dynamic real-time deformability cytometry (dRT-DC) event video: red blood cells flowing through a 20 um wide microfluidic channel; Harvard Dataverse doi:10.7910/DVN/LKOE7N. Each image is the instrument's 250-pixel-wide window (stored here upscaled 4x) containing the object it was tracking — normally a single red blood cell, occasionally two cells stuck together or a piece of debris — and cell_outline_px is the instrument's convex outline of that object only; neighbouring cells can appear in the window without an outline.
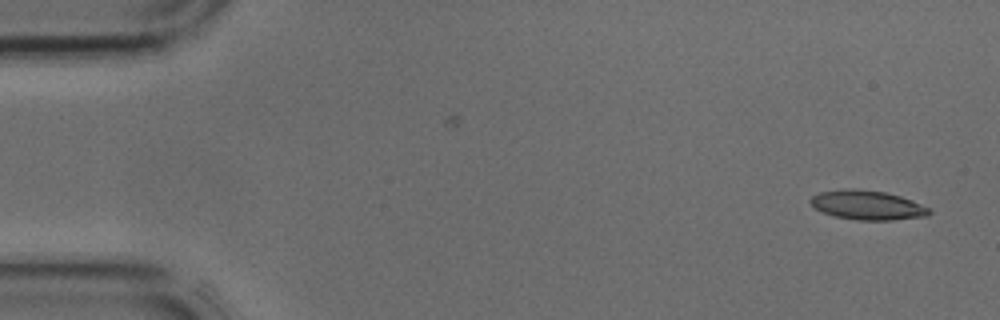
{"species": "common noctule bat (a hibernating species)", "species_latin": "Nyctalus noctula", "temperature_condition": "cold", "stored_images_in_passage": 42, "camera_frame_rate_fps": 3000, "um_per_image_px": 0.085, "animal": {"sex": "male", "body_mass_g": 17.9, "forearm_length_mm": 54.2}, "frame": {"image": 1, "passage_image": 1, "time_ms": 0.0, "image_size_px": [1000, 320], "cell_outline_px": [[932, 212], [928, 216], [892, 220], [856, 220], [836, 216], [824, 212], [816, 208], [808, 200], [812, 196], [820, 192], [844, 188], [852, 188], [884, 192], [900, 196], [912, 200], [928, 208]], "centroid_in_image_um": [73.73, 17.43], "position_along_channel_um": 11.3, "area_um2": 20.17}}
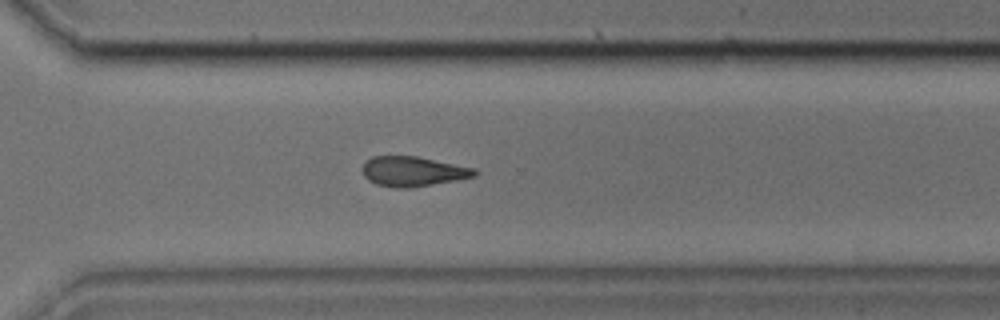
{"frame": {"image": 2, "passage_image": 29, "time_ms": 9.333, "image_size_px": [1000, 320], "cell_outline_px": [[476, 176], [456, 180], [408, 188], [396, 188], [376, 184], [368, 180], [364, 176], [364, 164], [372, 156], [416, 156], [476, 168]], "centroid_in_image_um": [35.11, 14.57], "position_along_channel_um": 335.5, "area_um2": 19.31}}
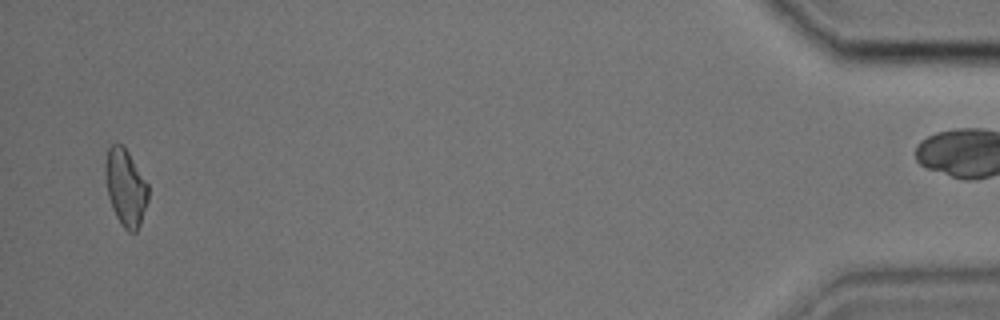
{"frame": {"image": 3, "passage_image": 40, "time_ms": 13.0, "image_size_px": [1000, 320], "cell_outline_px": [[148, 200], [140, 224], [136, 232], [128, 232], [120, 224], [112, 208], [108, 196], [104, 168], [104, 164], [108, 148], [112, 144], [120, 144], [128, 152], [148, 184]], "centroid_in_image_um": [10.66, 15.95], "position_along_channel_um": 424.5, "area_um2": 19.13}}